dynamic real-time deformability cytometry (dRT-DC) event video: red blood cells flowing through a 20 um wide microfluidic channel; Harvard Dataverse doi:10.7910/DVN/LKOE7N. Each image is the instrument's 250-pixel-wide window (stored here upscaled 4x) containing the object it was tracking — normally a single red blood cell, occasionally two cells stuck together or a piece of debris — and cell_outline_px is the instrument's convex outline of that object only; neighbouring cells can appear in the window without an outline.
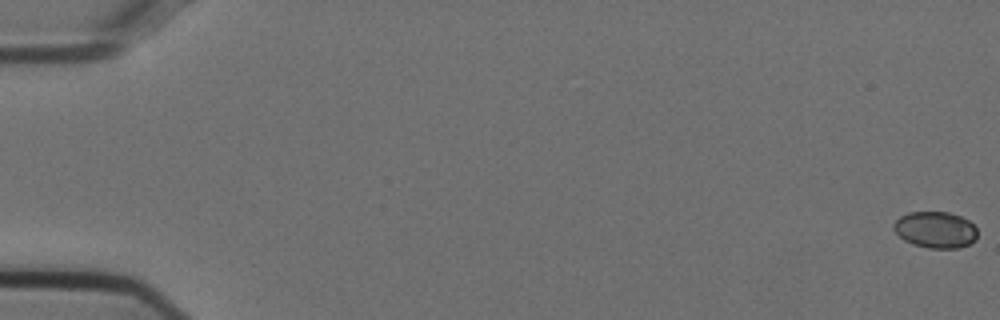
{"species": "Egyptian fruit bat (a non-hibernating species)", "species_latin": "Rousettus aegyptiacus", "temperature_condition": "cold", "stored_images_in_passage": 57, "camera_frame_rate_fps": 3000, "um_per_image_px": 0.085, "animal": {"sex": "female"}, "frame": {"image": 1, "passage_image": 1, "time_ms": 0.0, "image_size_px": [1000, 320], "cell_outline_px": [[976, 240], [960, 248], [928, 248], [912, 244], [904, 240], [892, 228], [892, 224], [900, 216], [908, 212], [948, 212], [960, 216], [968, 220], [976, 228]], "centroid_in_image_um": [79.49, 19.53], "position_along_channel_um": 5.5, "area_um2": 17.8}}
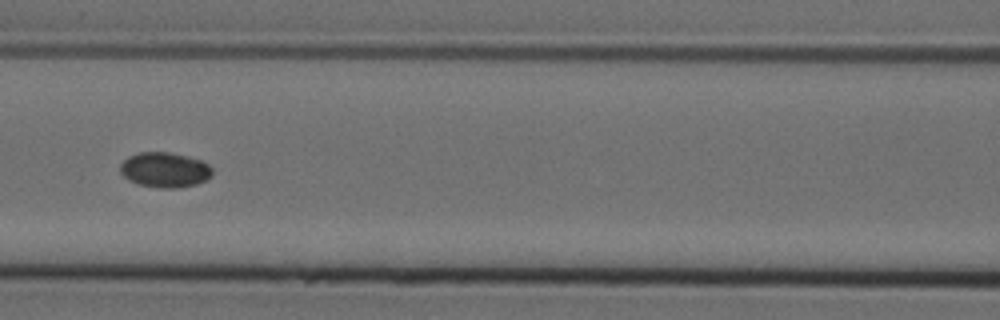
{"frame": {"image": 2, "passage_image": 26, "time_ms": 8.333, "image_size_px": [1000, 320], "cell_outline_px": [[212, 176], [196, 184], [176, 188], [160, 188], [140, 184], [128, 180], [120, 172], [120, 164], [128, 156], [140, 152], [168, 152], [188, 156], [200, 160], [208, 164], [212, 168]], "centroid_in_image_um": [14.0, 14.43], "position_along_channel_um": 152.6, "area_um2": 18.79}}
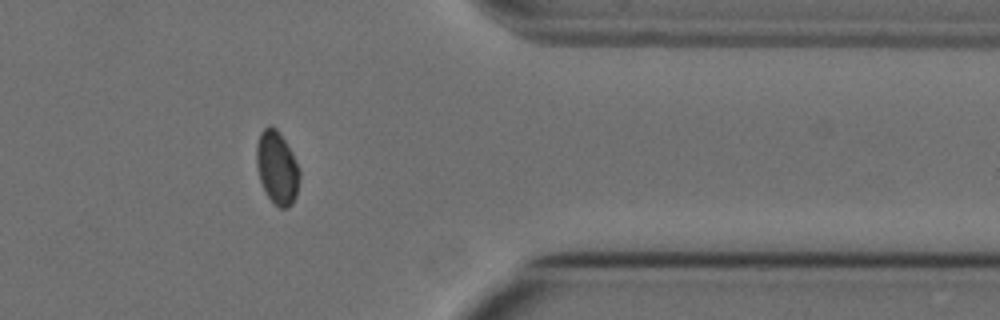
{"frame": {"image": 3, "passage_image": 46, "time_ms": 15.0, "image_size_px": [1000, 320], "cell_outline_px": [[300, 180], [296, 196], [292, 204], [288, 208], [280, 208], [268, 196], [260, 180], [256, 168], [256, 144], [260, 132], [264, 128], [276, 128], [292, 152], [300, 172]], "centroid_in_image_um": [23.55, 14.27], "position_along_channel_um": 387.9, "area_um2": 18.21}}